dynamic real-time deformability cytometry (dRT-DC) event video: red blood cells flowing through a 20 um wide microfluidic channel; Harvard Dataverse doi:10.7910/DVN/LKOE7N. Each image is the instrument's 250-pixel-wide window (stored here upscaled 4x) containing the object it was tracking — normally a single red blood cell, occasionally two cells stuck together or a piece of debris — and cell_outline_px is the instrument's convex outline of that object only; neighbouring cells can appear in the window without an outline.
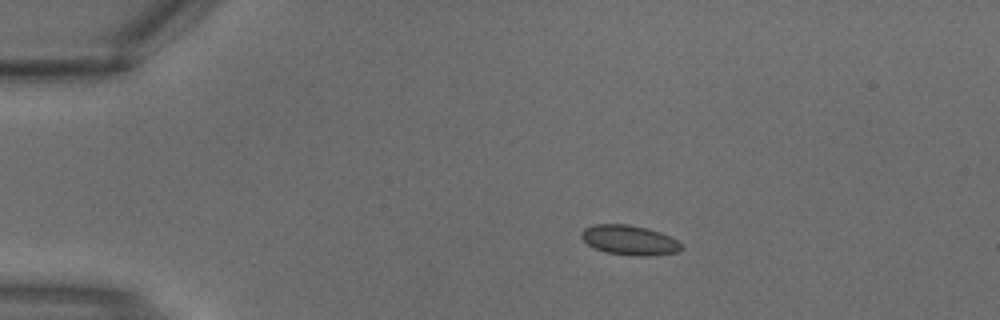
{"species": "common noctule bat (a hibernating species)", "species_latin": "Nyctalus noctula", "temperature_condition": "warm", "stored_images_in_passage": 2, "camera_frame_rate_fps": 3000, "um_per_image_px": 0.085, "animal": {"sex": "male", "body_mass_g": 18.8}, "frame": {"image": 1, "passage_image": 1, "time_ms": 0.0, "image_size_px": [1000, 320], "cell_outline_px": [[684, 248], [676, 252], [648, 256], [632, 256], [608, 252], [596, 248], [588, 244], [580, 236], [580, 232], [584, 228], [592, 224], [628, 224], [648, 228], [660, 232], [684, 244]], "centroid_in_image_um": [53.51, 20.4], "position_along_channel_um": 31.5, "area_um2": 17.4}}